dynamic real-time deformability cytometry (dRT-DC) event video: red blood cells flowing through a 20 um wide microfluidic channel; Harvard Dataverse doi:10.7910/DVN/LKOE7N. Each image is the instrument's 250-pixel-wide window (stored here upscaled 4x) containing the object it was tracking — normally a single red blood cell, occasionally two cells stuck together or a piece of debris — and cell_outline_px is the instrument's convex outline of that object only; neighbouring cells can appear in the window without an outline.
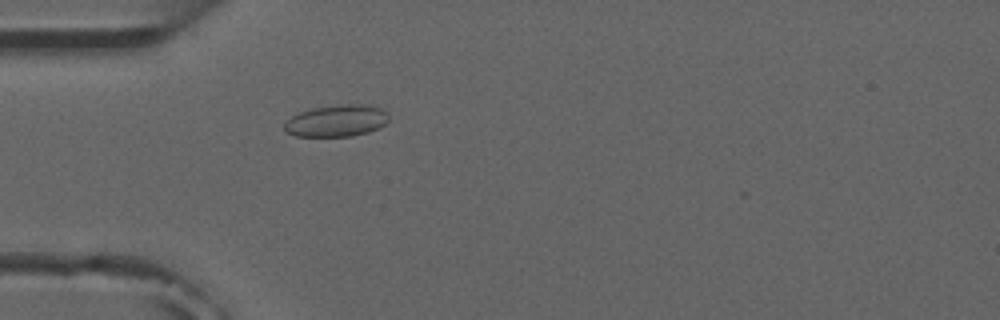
{"species": "common noctule bat (a hibernating species)", "species_latin": "Nyctalus noctula", "temperature_condition": "room temperature", "stored_images_in_passage": 5, "camera_frame_rate_fps": 3000, "um_per_image_px": 0.085, "animal": {"sex": "male", "forearm_length_mm": 52.5}, "frame": {"image": 1, "passage_image": 5, "time_ms": 4.667, "image_size_px": [1000, 320], "cell_outline_px": [[388, 120], [380, 128], [368, 132], [352, 136], [296, 136], [284, 132], [284, 124], [292, 116], [300, 112], [312, 108], [340, 104], [364, 104], [380, 108], [388, 112]], "centroid_in_image_um": [28.61, 10.26], "position_along_channel_um": 56.4, "area_um2": 19.42}}